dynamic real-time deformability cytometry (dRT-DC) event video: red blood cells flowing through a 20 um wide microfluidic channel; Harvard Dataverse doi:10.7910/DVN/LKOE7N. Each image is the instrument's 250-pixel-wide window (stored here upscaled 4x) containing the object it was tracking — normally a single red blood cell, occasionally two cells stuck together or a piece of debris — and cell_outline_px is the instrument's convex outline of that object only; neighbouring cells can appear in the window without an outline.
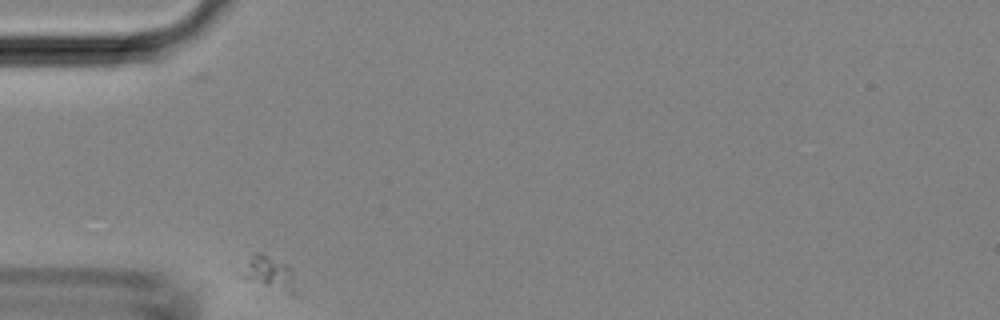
{"species": "Egyptian fruit bat (a non-hibernating species)", "species_latin": "Rousettus aegyptiacus", "temperature_condition": "room temperature", "stored_images_in_passage": 28, "camera_frame_rate_fps": 3000, "um_per_image_px": 0.085, "animal": {"sex": "female"}, "frame": {"image": 1, "passage_image": 1, "time_ms": 0.0, "image_size_px": [1000, 320], "cell_outline_px": [[292, 296], [244, 280], [236, 276], [252, 256], [256, 252], [260, 252], [288, 264], [292, 268]], "centroid_in_image_um": [22.79, 23.22], "position_along_channel_um": 62.2, "area_um2": 10.69}}
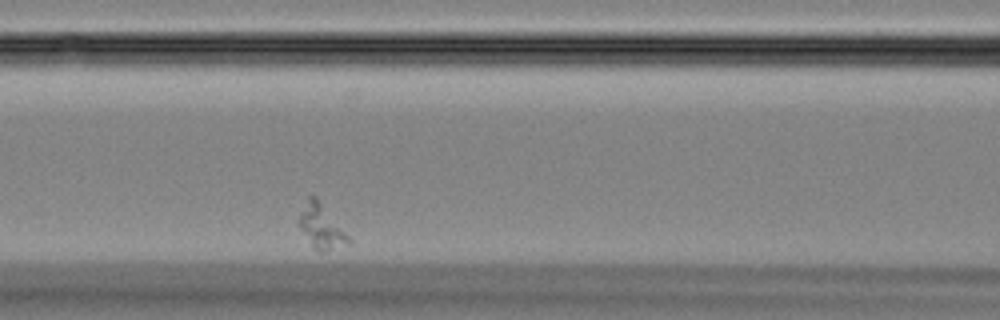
{"frame": {"image": 2, "passage_image": 8, "time_ms": 2.333, "image_size_px": [1000, 320], "cell_outline_px": [[352, 244], [324, 252], [320, 252], [312, 248], [300, 228], [300, 216], [308, 196], [316, 196], [352, 240]], "centroid_in_image_um": [27.35, 19.32], "position_along_channel_um": 139.2, "area_um2": 12.6}}
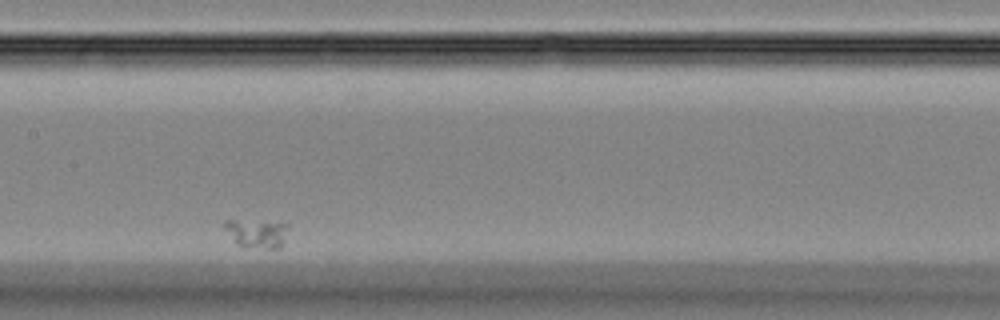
{"frame": {"image": 3, "passage_image": 12, "time_ms": 3.667, "image_size_px": [1000, 320], "cell_outline_px": [[288, 224], [280, 248], [244, 248], [236, 244], [220, 224], [224, 220], [236, 220]], "centroid_in_image_um": [21.71, 19.85], "position_along_channel_um": 185.7, "area_um2": 10.52}}